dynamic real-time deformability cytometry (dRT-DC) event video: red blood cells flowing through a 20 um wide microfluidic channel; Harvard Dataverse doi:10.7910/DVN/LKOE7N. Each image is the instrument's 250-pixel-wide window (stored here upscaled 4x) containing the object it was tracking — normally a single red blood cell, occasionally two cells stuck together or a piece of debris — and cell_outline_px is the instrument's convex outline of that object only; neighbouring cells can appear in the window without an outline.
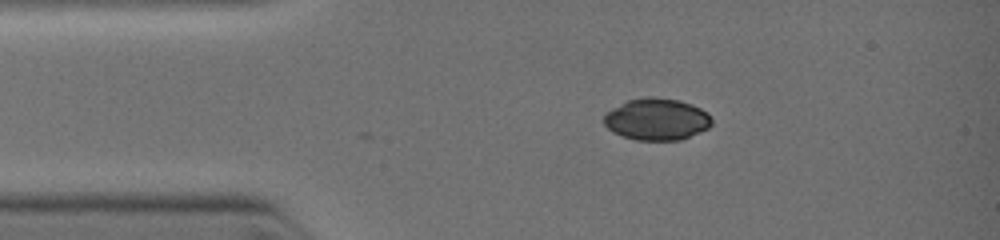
{"species": "common noctule bat (a hibernating species)", "species_latin": "Nyctalus noctula", "temperature_condition": "warm", "stored_images_in_passage": 19, "camera_frame_rate_fps": 3000, "um_per_image_px": 0.085, "animal": {"sex": "female", "body_mass_g": 19.0, "forearm_length_mm": 51.5}, "frame": {"image": 1, "passage_image": 1, "time_ms": 0.0, "image_size_px": [1000, 240], "cell_outline_px": [[712, 124], [708, 128], [700, 132], [680, 140], [636, 140], [612, 132], [604, 124], [604, 116], [608, 112], [628, 100], [644, 96], [656, 96], [680, 100], [692, 104], [708, 112], [712, 116]], "centroid_in_image_um": [55.87, 10.12], "position_along_channel_um": 29.1, "area_um2": 26.41}}
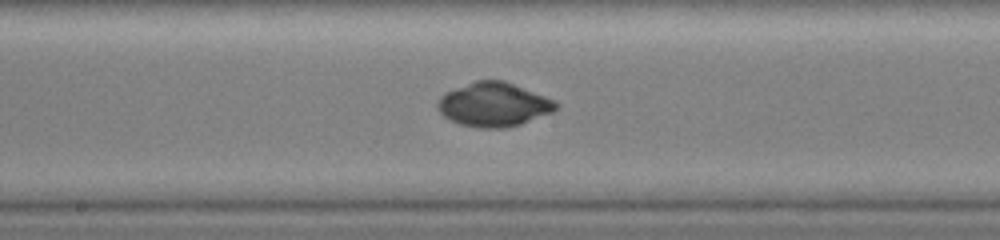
{"frame": {"image": 2, "passage_image": 13, "time_ms": 4.0, "image_size_px": [1000, 240], "cell_outline_px": [[560, 108], [552, 112], [520, 124], [508, 128], [476, 128], [460, 124], [444, 116], [436, 108], [436, 104], [440, 96], [444, 92], [476, 80], [504, 80], [556, 100], [560, 104]], "centroid_in_image_um": [41.98, 8.88], "position_along_channel_um": 206.2, "area_um2": 30.63}}
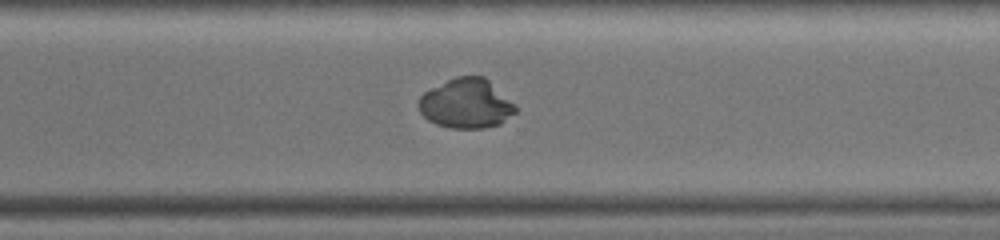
{"frame": {"image": 3, "passage_image": 19, "time_ms": 6.333, "image_size_px": [1000, 240], "cell_outline_px": [[516, 112], [500, 124], [484, 128], [452, 128], [436, 124], [428, 120], [420, 112], [416, 104], [420, 96], [424, 92], [456, 76], [484, 76], [516, 104]], "centroid_in_image_um": [39.62, 8.81], "position_along_channel_um": 331.0, "area_um2": 28.03}}